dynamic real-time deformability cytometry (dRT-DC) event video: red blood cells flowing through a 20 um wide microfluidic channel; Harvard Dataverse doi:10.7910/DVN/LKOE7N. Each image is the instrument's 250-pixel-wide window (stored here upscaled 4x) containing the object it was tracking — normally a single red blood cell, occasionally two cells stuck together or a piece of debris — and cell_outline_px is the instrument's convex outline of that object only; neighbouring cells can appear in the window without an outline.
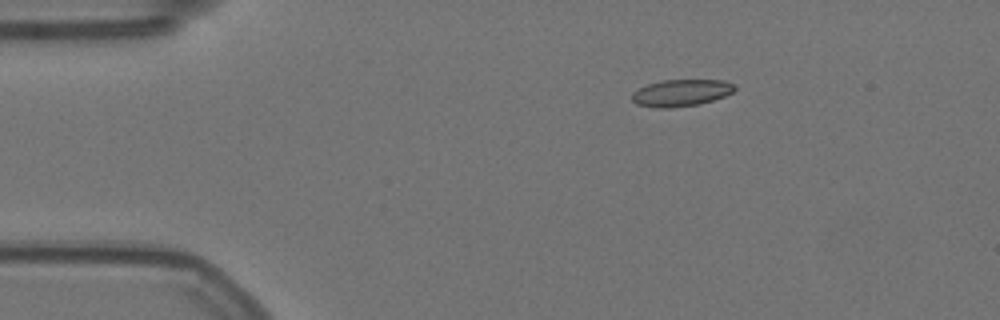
{"species": "Egyptian fruit bat (a non-hibernating species)", "species_latin": "Rousettus aegyptiacus", "temperature_condition": "warm", "stored_images_in_passage": 48, "camera_frame_rate_fps": 3000, "um_per_image_px": 0.085, "animal": {"sex": "female"}, "frame": {"image": 1, "passage_image": 1, "time_ms": 0.0, "image_size_px": [1000, 320], "cell_outline_px": [[736, 88], [732, 92], [724, 96], [700, 104], [668, 108], [656, 108], [636, 104], [632, 100], [632, 92], [648, 84], [660, 80], [724, 80], [736, 84]], "centroid_in_image_um": [57.9, 7.89], "position_along_channel_um": 27.1, "area_um2": 16.13}}
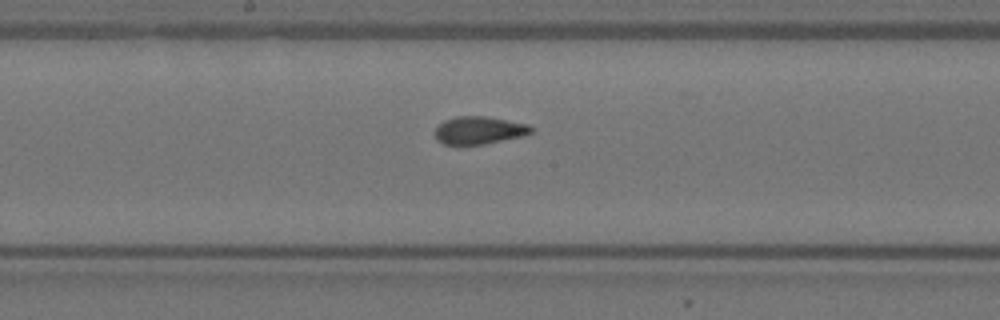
{"frame": {"image": 2, "passage_image": 21, "time_ms": 6.667, "image_size_px": [1000, 320], "cell_outline_px": [[532, 132], [524, 136], [484, 144], [444, 144], [436, 140], [432, 132], [444, 120], [456, 116], [484, 116], [528, 124], [532, 128]], "centroid_in_image_um": [40.68, 11.07], "position_along_channel_um": 207.5, "area_um2": 15.55}}
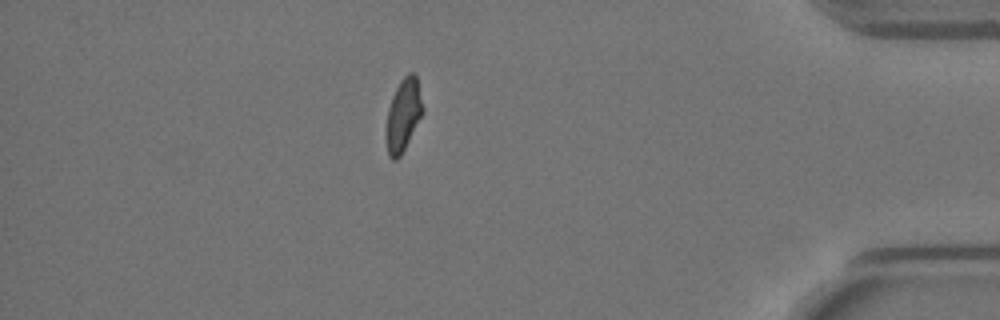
{"frame": {"image": 3, "passage_image": 41, "time_ms": 13.333, "image_size_px": [1000, 320], "cell_outline_px": [[424, 112], [400, 156], [396, 160], [392, 160], [388, 156], [384, 136], [384, 132], [388, 108], [392, 96], [400, 80], [408, 72], [412, 72], [416, 76]], "centroid_in_image_um": [34.24, 9.81], "position_along_channel_um": 401.0, "area_um2": 15.66}, "authors_computed_cell_mechanics": {"area_um2": 15.7794, "velocity_mm_per_s": 3.545, "shape_relaxation_time_tau1_ms": 8.9472, "shape_relaxation_time_tau2_ms": 1.1467, "deformation_change_tau1": 0.1967, "deformation_change_tau2": 0.0494}}